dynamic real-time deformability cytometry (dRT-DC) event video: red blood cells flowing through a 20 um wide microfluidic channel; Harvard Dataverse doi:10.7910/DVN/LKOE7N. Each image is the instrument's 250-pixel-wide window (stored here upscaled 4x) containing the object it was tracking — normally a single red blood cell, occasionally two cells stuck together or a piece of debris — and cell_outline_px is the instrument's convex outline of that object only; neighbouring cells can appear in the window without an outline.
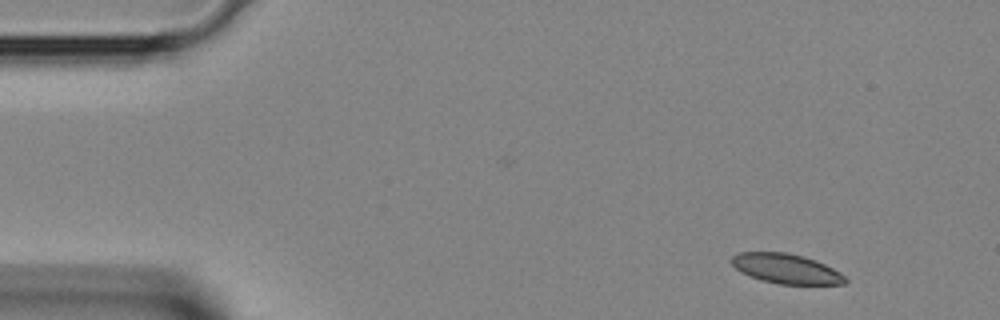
{"species": "Egyptian fruit bat (a non-hibernating species)", "species_latin": "Rousettus aegyptiacus", "temperature_condition": "room temperature", "stored_images_in_passage": 3, "camera_frame_rate_fps": 3000, "um_per_image_px": 0.085, "animal": {"sex": "female"}, "frame": {"image": 1, "passage_image": 1, "time_ms": 0.0, "image_size_px": [1000, 320], "cell_outline_px": [[848, 280], [844, 284], [780, 284], [764, 280], [740, 272], [732, 264], [732, 256], [740, 252], [788, 252], [804, 256], [816, 260], [840, 272]], "centroid_in_image_um": [66.84, 22.82], "position_along_channel_um": 18.2, "area_um2": 19.54}}
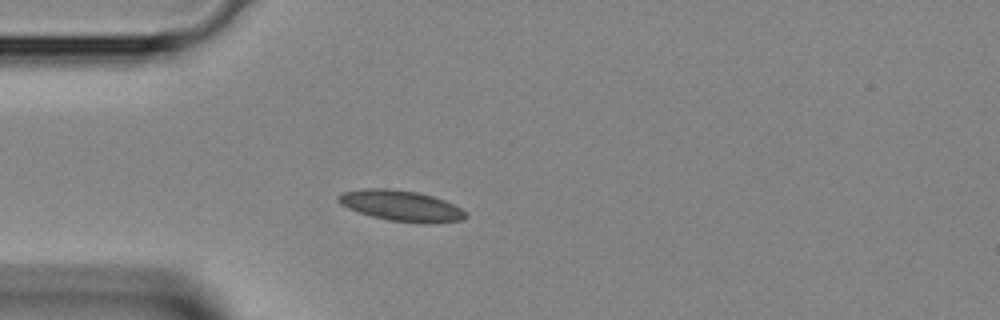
{"frame": {"image": 2, "passage_image": 3, "time_ms": 0.667, "image_size_px": [1000, 320], "cell_outline_px": [[468, 216], [464, 220], [432, 224], [424, 224], [388, 220], [372, 216], [348, 208], [340, 204], [336, 200], [336, 196], [344, 192], [364, 188], [388, 188], [420, 192], [444, 200], [468, 212]], "centroid_in_image_um": [34.13, 17.5], "position_along_channel_um": 50.9, "area_um2": 23.12}}